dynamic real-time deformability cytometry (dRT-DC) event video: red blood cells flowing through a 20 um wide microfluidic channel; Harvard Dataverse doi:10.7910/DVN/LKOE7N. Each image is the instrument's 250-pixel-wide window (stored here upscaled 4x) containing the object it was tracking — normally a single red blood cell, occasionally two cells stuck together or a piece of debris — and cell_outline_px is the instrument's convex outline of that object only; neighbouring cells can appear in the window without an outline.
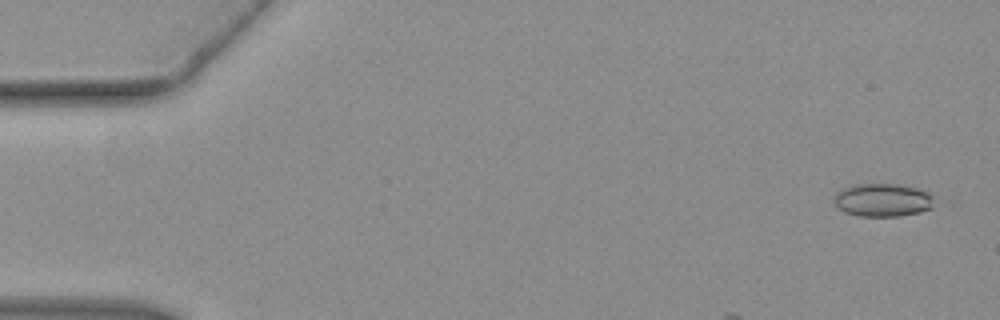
{"species": "common noctule bat (a hibernating species)", "species_latin": "Nyctalus noctula", "temperature_condition": "warm", "stored_images_in_passage": 8, "camera_frame_rate_fps": 3000, "um_per_image_px": 0.085, "animal": {"sex": "female", "body_mass_g": 19.3, "forearm_length_mm": 54.1}, "frame": {"image": 1, "passage_image": 2, "time_ms": 0.333, "image_size_px": [1000, 320], "cell_outline_px": [[932, 208], [920, 212], [900, 216], [860, 216], [844, 212], [832, 200], [836, 192], [840, 188], [852, 184], [900, 184], [920, 188], [928, 192], [932, 196]], "centroid_in_image_um": [75.0, 16.99], "position_along_channel_um": 10.0, "area_um2": 19.59}}